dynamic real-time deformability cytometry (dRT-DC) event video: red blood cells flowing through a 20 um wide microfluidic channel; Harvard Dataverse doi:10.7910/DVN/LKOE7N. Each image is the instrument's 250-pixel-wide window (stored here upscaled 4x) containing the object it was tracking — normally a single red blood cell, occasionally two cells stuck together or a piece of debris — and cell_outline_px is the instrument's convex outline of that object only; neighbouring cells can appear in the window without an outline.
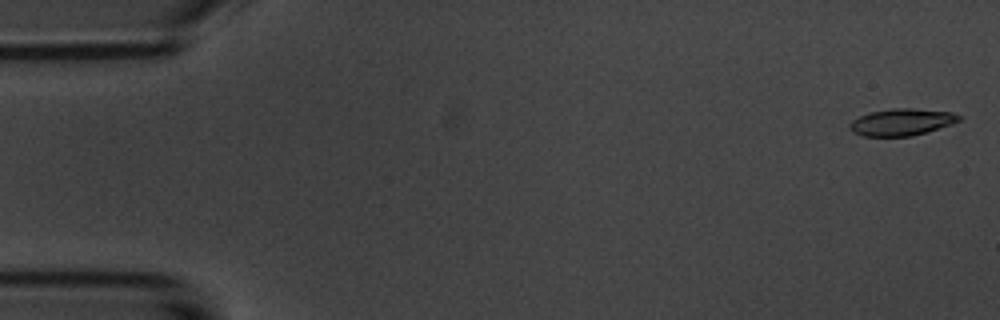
{"species": "common noctule bat (a hibernating species)", "species_latin": "Nyctalus noctula", "temperature_condition": "room temperature", "stored_images_in_passage": 6, "camera_frame_rate_fps": 3000, "um_per_image_px": 0.085, "animal": {"sex": "male", "body_mass_g": 20.1, "forearm_length_mm": 53.5}, "frame": {"image": 1, "passage_image": 1, "time_ms": 0.0, "image_size_px": [1000, 320], "cell_outline_px": [[960, 120], [952, 124], [912, 136], [864, 136], [852, 132], [848, 128], [848, 124], [852, 120], [868, 112], [892, 108], [912, 108], [952, 112], [960, 116]], "centroid_in_image_um": [76.6, 10.37], "position_along_channel_um": 8.4, "area_um2": 17.17}}